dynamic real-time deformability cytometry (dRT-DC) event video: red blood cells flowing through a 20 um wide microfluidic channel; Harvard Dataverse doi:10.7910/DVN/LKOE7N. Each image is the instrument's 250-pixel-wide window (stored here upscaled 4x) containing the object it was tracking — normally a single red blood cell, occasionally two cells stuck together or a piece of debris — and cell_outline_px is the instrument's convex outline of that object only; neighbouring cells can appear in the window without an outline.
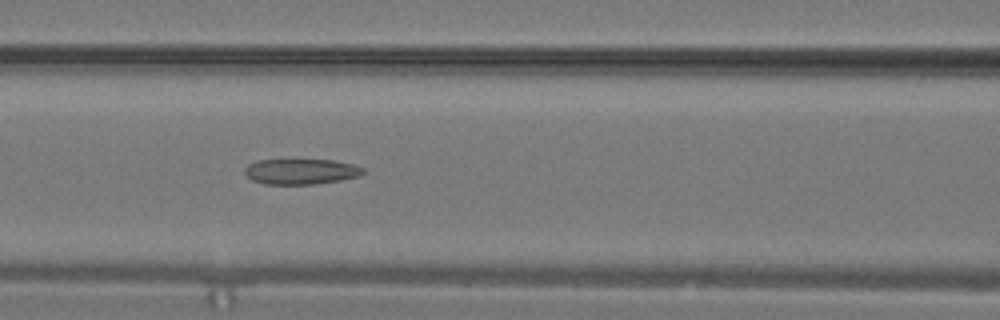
{"species": "common noctule bat (a hibernating species)", "species_latin": "Nyctalus noctula", "temperature_condition": "warm", "stored_images_in_passage": 12, "camera_frame_rate_fps": 3000, "um_per_image_px": 0.085, "animal": {"sex": "male", "body_mass_g": 19.2, "forearm_length_mm": 51.8}, "frame": {"image": 1, "passage_image": 12, "time_ms": 3.667, "image_size_px": [1000, 320], "cell_outline_px": [[368, 172], [360, 176], [340, 180], [312, 184], [264, 184], [252, 180], [244, 172], [244, 168], [248, 164], [256, 160], [336, 160], [356, 164], [364, 168]], "centroid_in_image_um": [25.63, 14.57], "position_along_channel_um": 141.0, "area_um2": 17.8}}